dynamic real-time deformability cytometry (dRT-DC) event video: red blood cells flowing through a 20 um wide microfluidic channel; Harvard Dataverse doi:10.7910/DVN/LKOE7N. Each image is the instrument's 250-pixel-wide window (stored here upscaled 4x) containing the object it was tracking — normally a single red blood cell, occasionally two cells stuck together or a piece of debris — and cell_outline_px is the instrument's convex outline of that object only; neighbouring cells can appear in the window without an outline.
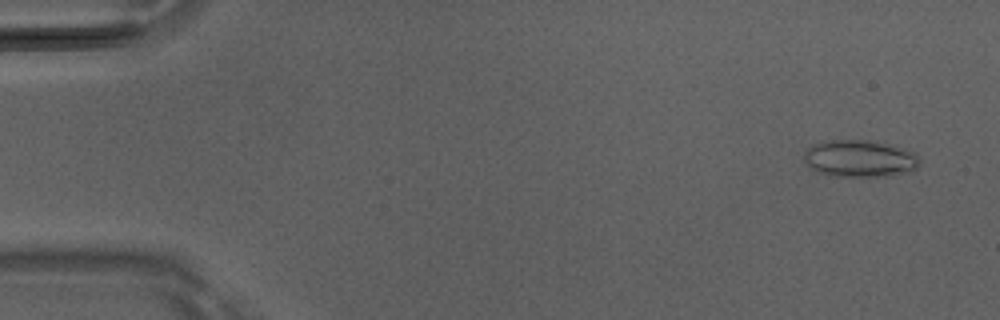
{"species": "Egyptian fruit bat (a non-hibernating species)", "species_latin": "Rousettus aegyptiacus", "temperature_condition": "room temperature", "stored_images_in_passage": 50, "camera_frame_rate_fps": 3000, "um_per_image_px": 0.085, "animal": {"sex": "male"}, "frame": {"image": 1, "passage_image": 3, "time_ms": 0.667, "image_size_px": [1000, 320], "cell_outline_px": [[920, 164], [912, 172], [892, 176], [832, 176], [816, 172], [804, 160], [804, 152], [808, 148], [824, 140], [876, 140], [892, 144], [916, 152], [920, 160]], "centroid_in_image_um": [73.15, 13.47], "position_along_channel_um": 11.9, "area_um2": 25.49}}
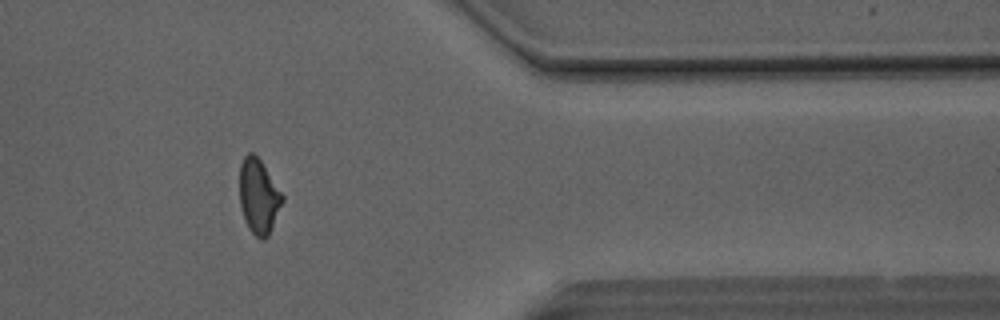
{"frame": {"image": 2, "passage_image": 41, "time_ms": 13.333, "image_size_px": [1000, 320], "cell_outline_px": [[284, 200], [268, 236], [264, 240], [260, 240], [248, 228], [244, 220], [240, 208], [240, 164], [244, 156], [248, 152], [252, 152], [260, 160], [284, 196]], "centroid_in_image_um": [21.98, 16.71], "position_along_channel_um": 389.4, "area_um2": 18.61}}
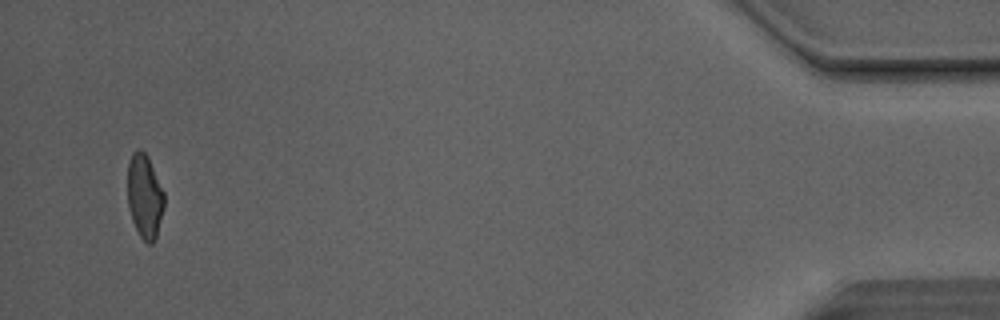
{"frame": {"image": 3, "passage_image": 48, "time_ms": 15.667, "image_size_px": [1000, 320], "cell_outline_px": [[164, 208], [156, 236], [152, 244], [148, 244], [140, 236], [132, 220], [128, 204], [128, 164], [132, 152], [136, 148], [140, 148], [148, 156], [164, 192]], "centroid_in_image_um": [12.29, 16.65], "position_along_channel_um": 422.9, "area_um2": 17.92}, "authors_computed_cell_mechanics": {"area_um2": 19.2474, "velocity_mm_per_s": 4.1681, "shape_relaxation_time_tau1_ms": null, "shape_relaxation_time_tau2_ms": 2.3296, "deformation_change_tau1": null, "deformation_change_tau2": 0.0941}}